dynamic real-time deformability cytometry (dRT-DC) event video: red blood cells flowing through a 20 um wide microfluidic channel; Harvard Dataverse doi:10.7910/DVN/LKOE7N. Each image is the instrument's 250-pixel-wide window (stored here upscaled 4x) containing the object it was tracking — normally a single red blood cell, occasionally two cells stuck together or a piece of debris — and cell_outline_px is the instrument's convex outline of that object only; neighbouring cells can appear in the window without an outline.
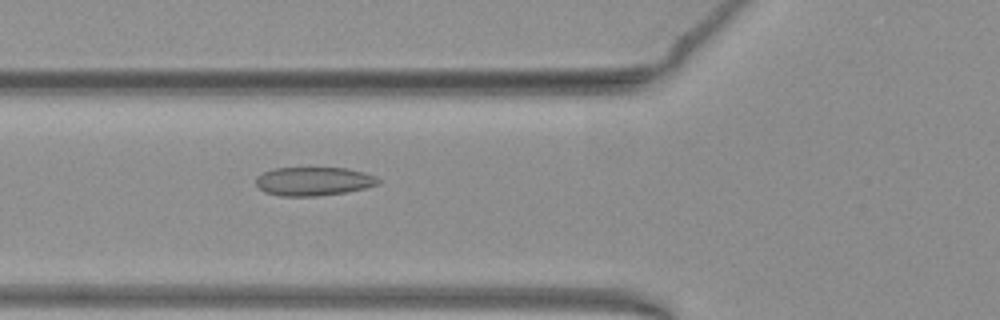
{"species": "common noctule bat (a hibernating species)", "species_latin": "Nyctalus noctula", "temperature_condition": "warm", "stored_images_in_passage": 21, "camera_frame_rate_fps": 3000, "um_per_image_px": 0.085, "animal": {"sex": "female", "body_mass_g": 19.3, "forearm_length_mm": 54.1}, "frame": {"image": 1, "passage_image": 6, "time_ms": 1.667, "image_size_px": [1000, 320], "cell_outline_px": [[380, 184], [364, 188], [344, 192], [316, 196], [280, 196], [264, 192], [256, 184], [256, 176], [264, 172], [276, 168], [348, 168], [364, 172], [376, 176], [380, 180]], "centroid_in_image_um": [26.66, 15.41], "position_along_channel_um": 99.1, "area_um2": 20.4}}
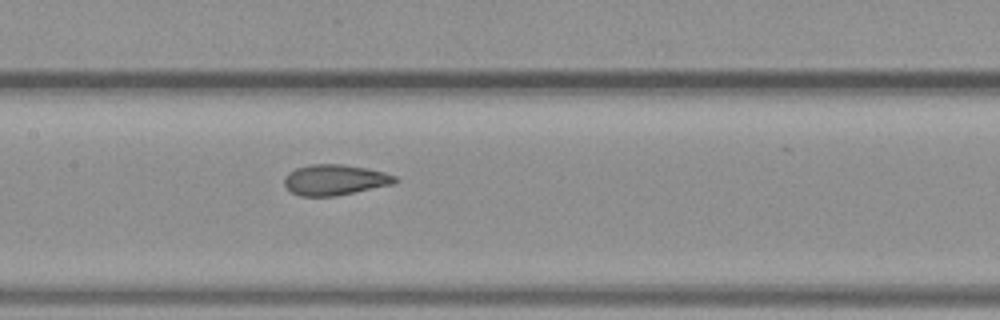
{"frame": {"image": 2, "passage_image": 12, "time_ms": 3.667, "image_size_px": [1000, 320], "cell_outline_px": [[400, 180], [392, 184], [336, 196], [300, 196], [292, 192], [284, 184], [284, 176], [288, 172], [296, 168], [312, 164], [344, 164], [368, 168], [384, 172], [396, 176]], "centroid_in_image_um": [28.46, 15.28], "position_along_channel_um": 178.9, "area_um2": 19.83}}
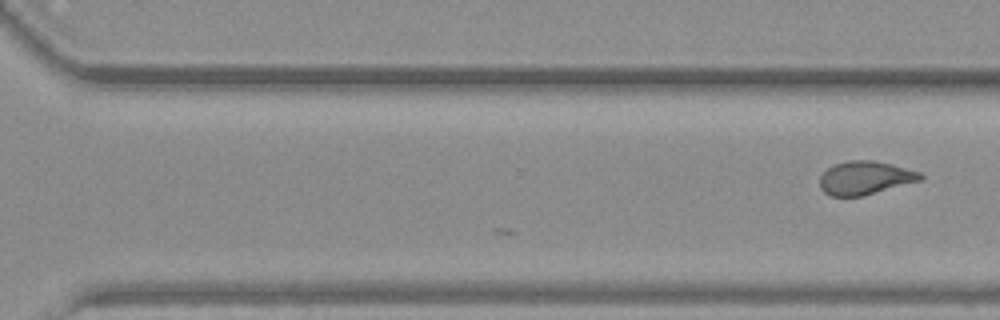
{"frame": {"image": 3, "passage_image": 21, "time_ms": 6.667, "image_size_px": [1000, 320], "cell_outline_px": [[924, 176], [920, 180], [864, 196], [832, 196], [824, 192], [820, 188], [820, 176], [828, 168], [836, 164], [848, 160], [872, 160], [920, 172]], "centroid_in_image_um": [73.5, 15.13], "position_along_channel_um": 297.1, "area_um2": 19.31}}